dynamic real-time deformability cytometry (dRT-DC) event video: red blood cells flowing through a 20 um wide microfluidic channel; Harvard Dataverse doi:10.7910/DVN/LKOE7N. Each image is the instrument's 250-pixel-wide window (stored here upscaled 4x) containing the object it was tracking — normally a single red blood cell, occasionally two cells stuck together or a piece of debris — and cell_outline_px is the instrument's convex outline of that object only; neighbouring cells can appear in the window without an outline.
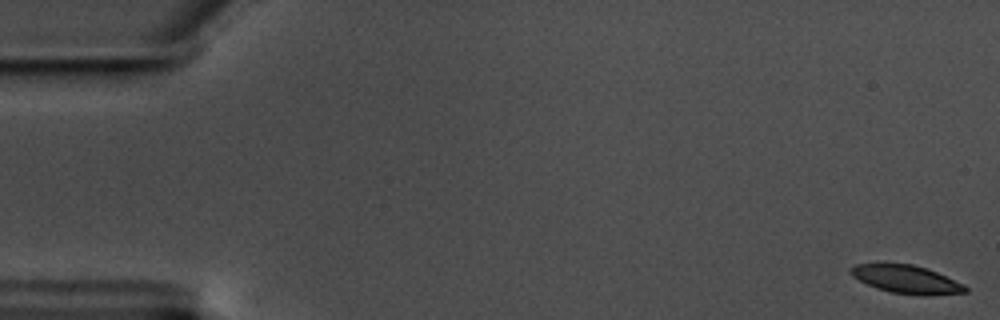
{"species": "common noctule bat (a hibernating species)", "species_latin": "Nyctalus noctula", "temperature_condition": "warm", "stored_images_in_passage": 59, "camera_frame_rate_fps": 3000, "um_per_image_px": 0.085, "animal": {"sex": "male", "body_mass_g": 17.5, "forearm_length_mm": 52.3}, "frame": {"image": 1, "passage_image": 1, "time_ms": 0.0, "image_size_px": [1000, 320], "cell_outline_px": [[968, 292], [932, 296], [928, 296], [892, 292], [876, 288], [852, 276], [852, 268], [856, 264], [912, 264], [928, 268], [964, 284], [968, 288]], "centroid_in_image_um": [77.14, 23.76], "position_along_channel_um": 7.9, "area_um2": 18.61}}
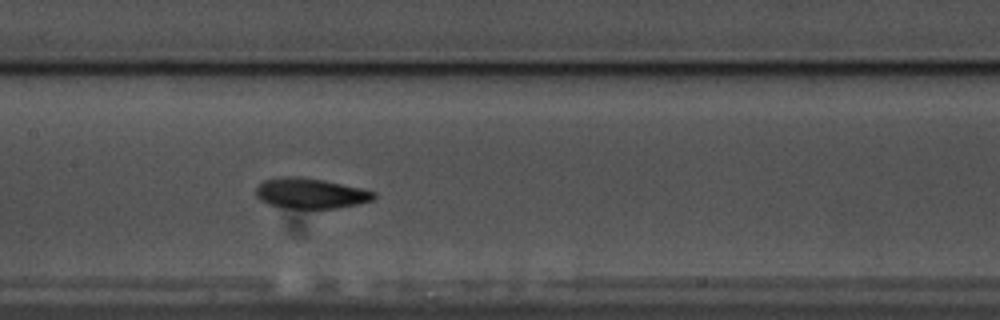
{"frame": {"image": 2, "passage_image": 29, "time_ms": 9.333, "image_size_px": [1000, 320], "cell_outline_px": [[376, 196], [372, 200], [360, 204], [336, 208], [284, 208], [268, 204], [260, 200], [256, 196], [256, 188], [264, 180], [280, 176], [300, 176], [324, 180], [360, 188], [376, 192]], "centroid_in_image_um": [26.38, 16.43], "position_along_channel_um": 181.0, "area_um2": 20.98}}
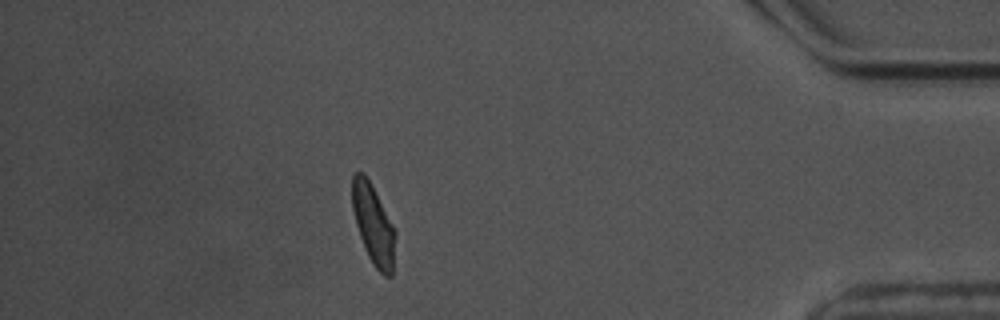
{"frame": {"image": 3, "passage_image": 52, "time_ms": 17.0, "image_size_px": [1000, 320], "cell_outline_px": [[396, 232], [392, 276], [384, 276], [372, 264], [368, 256], [360, 236], [356, 224], [352, 208], [352, 172], [360, 172], [368, 180], [392, 224]], "centroid_in_image_um": [31.73, 19.13], "position_along_channel_um": 403.5, "area_um2": 19.59}, "authors_computed_cell_mechanics": {"area_um2": 20.519, "velocity_mm_per_s": 3.5007, "shape_relaxation_time_tau1_ms": 3.6225, "shape_relaxation_time_tau2_ms": 3.0249, "deformation_change_tau1": 0.1273, "deformation_change_tau2": 0.0871}}